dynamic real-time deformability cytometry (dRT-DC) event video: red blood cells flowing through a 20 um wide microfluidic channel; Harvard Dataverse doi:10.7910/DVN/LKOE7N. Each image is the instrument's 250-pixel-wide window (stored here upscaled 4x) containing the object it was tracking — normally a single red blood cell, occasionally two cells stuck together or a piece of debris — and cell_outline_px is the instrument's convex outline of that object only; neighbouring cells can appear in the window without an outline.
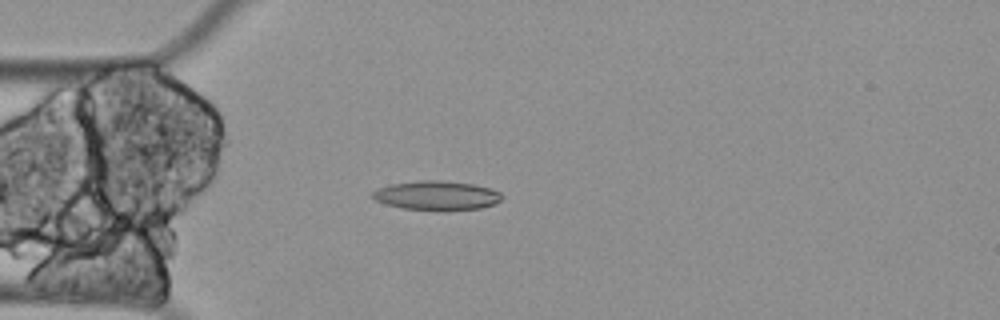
{"species": "Egyptian fruit bat (a non-hibernating species)", "species_latin": "Rousettus aegyptiacus", "temperature_condition": "cold", "stored_images_in_passage": 7, "camera_frame_rate_fps": 3000, "um_per_image_px": 0.085, "animal": {"sex": "female"}, "frame": {"image": 1, "passage_image": 2, "time_ms": 0.333, "image_size_px": [1000, 320], "cell_outline_px": [[504, 196], [500, 200], [492, 204], [480, 208], [400, 208], [384, 204], [376, 200], [372, 196], [372, 192], [376, 188], [392, 184], [420, 180], [440, 180], [472, 184], [492, 188], [500, 192]], "centroid_in_image_um": [37.09, 16.57], "position_along_channel_um": 47.9, "area_um2": 21.33}}
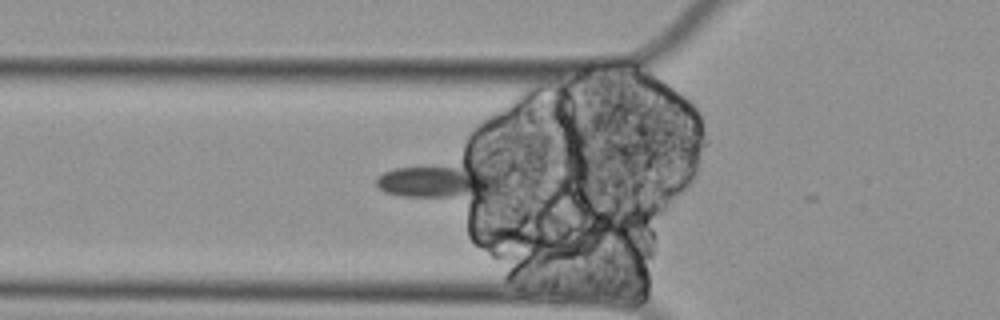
{"frame": {"image": 2, "passage_image": 6, "time_ms": 1.667, "image_size_px": [1000, 320], "cell_outline_px": [[496, 184], [488, 188], [452, 196], [400, 196], [384, 192], [376, 184], [376, 180], [384, 172], [396, 168], [468, 160], [480, 160], [496, 176]], "centroid_in_image_um": [37.19, 15.24], "position_along_channel_um": 88.6, "area_um2": 24.1}}